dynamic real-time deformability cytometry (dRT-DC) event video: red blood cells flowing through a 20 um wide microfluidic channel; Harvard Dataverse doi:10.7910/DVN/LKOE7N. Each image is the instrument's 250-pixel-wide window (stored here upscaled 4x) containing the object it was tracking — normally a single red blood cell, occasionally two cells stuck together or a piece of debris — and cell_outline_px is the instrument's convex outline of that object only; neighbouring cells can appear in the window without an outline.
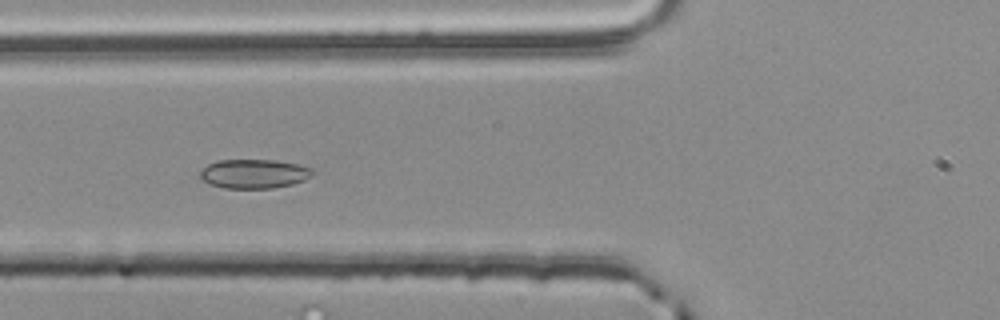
{"species": "common noctule bat (a hibernating species)", "species_latin": "Nyctalus noctula", "temperature_condition": "room temperature", "stored_images_in_passage": 12, "camera_frame_rate_fps": 3000, "um_per_image_px": 0.085, "animal": {"sex": "male", "body_mass_g": 20.4}, "frame": {"image": 1, "passage_image": 3, "time_ms": 0.667, "image_size_px": [1000, 320], "cell_outline_px": [[312, 176], [304, 180], [292, 184], [272, 188], [224, 188], [212, 184], [204, 180], [200, 176], [200, 172], [208, 164], [216, 160], [272, 160], [296, 164], [312, 168]], "centroid_in_image_um": [21.59, 14.77], "position_along_channel_um": 104.2, "area_um2": 18.84}}
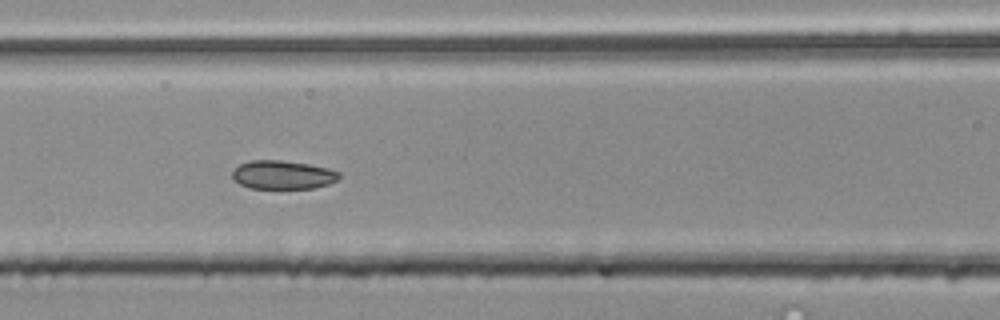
{"frame": {"image": 2, "passage_image": 6, "time_ms": 1.667, "image_size_px": [1000, 320], "cell_outline_px": [[340, 176], [336, 180], [328, 184], [312, 188], [252, 188], [240, 184], [232, 180], [232, 172], [240, 164], [248, 160], [280, 160], [308, 164], [328, 168], [340, 172]], "centroid_in_image_um": [24.01, 14.85], "position_along_channel_um": 142.6, "area_um2": 17.74}}
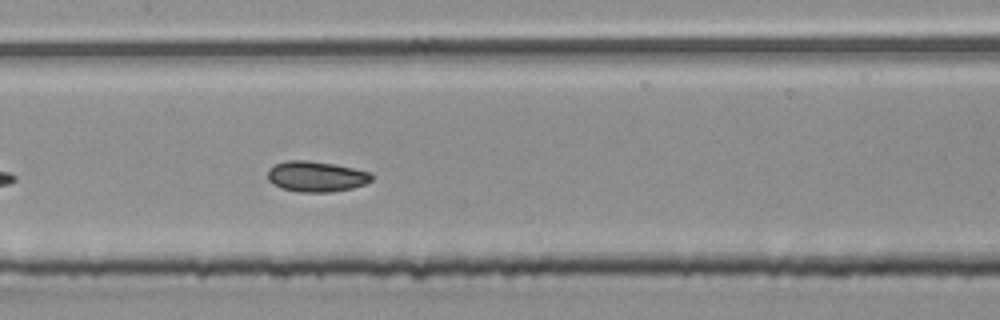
{"frame": {"image": 3, "passage_image": 9, "time_ms": 2.667, "image_size_px": [1000, 320], "cell_outline_px": [[372, 180], [364, 184], [352, 188], [328, 192], [300, 192], [280, 188], [272, 184], [268, 180], [268, 168], [276, 164], [288, 160], [308, 160], [332, 164], [372, 172]], "centroid_in_image_um": [26.85, 15.0], "position_along_channel_um": 180.5, "area_um2": 18.5}}